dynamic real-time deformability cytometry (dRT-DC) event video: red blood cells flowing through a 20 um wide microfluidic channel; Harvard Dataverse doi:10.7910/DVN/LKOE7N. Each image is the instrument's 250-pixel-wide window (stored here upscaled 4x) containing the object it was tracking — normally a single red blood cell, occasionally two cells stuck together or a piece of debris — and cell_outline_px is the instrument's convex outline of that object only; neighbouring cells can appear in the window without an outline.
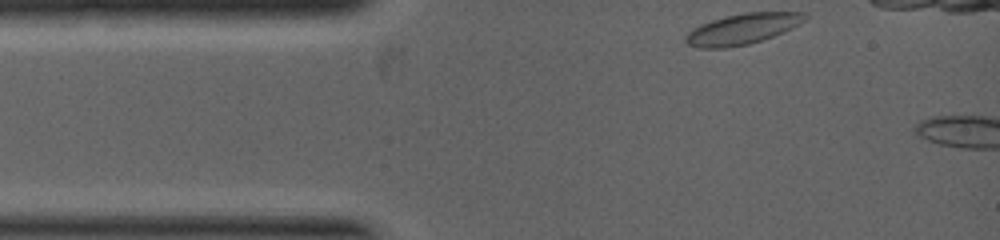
{"species": "common noctule bat (a hibernating species)", "species_latin": "Nyctalus noctula", "temperature_condition": "warm", "stored_images_in_passage": 4, "camera_frame_rate_fps": 5000, "um_per_image_px": 0.085, "animal": {"sex": "female", "body_mass_g": 19.0, "forearm_length_mm": 53.3}, "frame": {"image": 1, "passage_image": 1, "time_ms": 0.0, "image_size_px": [1000, 240], "cell_outline_px": [[808, 16], [800, 24], [784, 32], [748, 44], [724, 48], [700, 48], [688, 44], [684, 40], [684, 36], [692, 28], [700, 24], [724, 16], [744, 12], [804, 12]], "centroid_in_image_um": [63.08, 2.45], "position_along_channel_um": 21.9, "area_um2": 21.33}}